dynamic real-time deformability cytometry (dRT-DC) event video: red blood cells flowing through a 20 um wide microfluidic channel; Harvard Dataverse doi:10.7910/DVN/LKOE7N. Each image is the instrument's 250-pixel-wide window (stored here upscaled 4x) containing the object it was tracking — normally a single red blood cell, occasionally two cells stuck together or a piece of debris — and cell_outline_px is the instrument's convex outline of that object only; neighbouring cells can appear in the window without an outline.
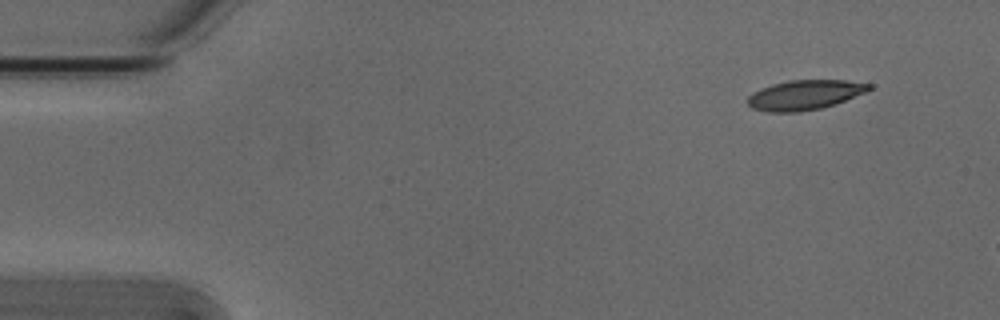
{"species": "Egyptian fruit bat (a non-hibernating species)", "species_latin": "Rousettus aegyptiacus", "temperature_condition": "cold", "stored_images_in_passage": 3, "camera_frame_rate_fps": 3000, "um_per_image_px": 0.085, "animal": {"sex": "male"}, "frame": {"image": 1, "passage_image": 1, "time_ms": 0.0, "image_size_px": [1000, 320], "cell_outline_px": [[872, 88], [868, 92], [836, 104], [820, 108], [800, 112], [768, 112], [752, 108], [748, 104], [748, 96], [752, 92], [760, 88], [772, 84], [788, 80], [844, 80], [872, 84]], "centroid_in_image_um": [68.42, 8.07], "position_along_channel_um": 16.6, "area_um2": 21.27}}